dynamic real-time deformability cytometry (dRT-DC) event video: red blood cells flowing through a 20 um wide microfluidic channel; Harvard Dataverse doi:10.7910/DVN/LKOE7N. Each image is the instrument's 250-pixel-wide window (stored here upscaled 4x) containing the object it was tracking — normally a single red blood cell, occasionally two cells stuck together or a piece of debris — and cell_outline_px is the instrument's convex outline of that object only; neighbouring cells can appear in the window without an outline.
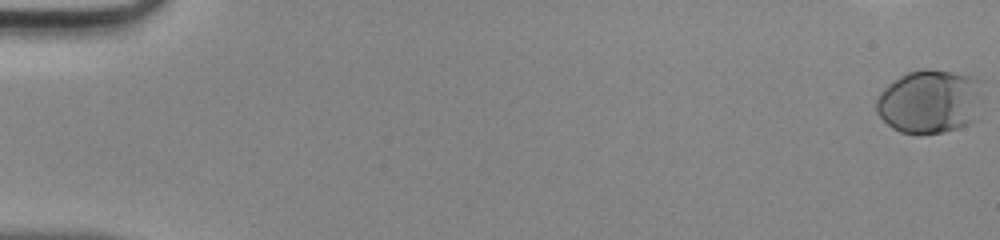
{"species": "human", "species_latin": "Homo sapiens", "temperature_condition": "room temperature", "stored_images_in_passage": 49, "camera_frame_rate_fps": 3000, "um_per_image_px": 0.085, "donor": {"sex": "male"}, "frame": {"image": 1, "passage_image": 1, "time_ms": 0.0, "image_size_px": [1000, 240], "cell_outline_px": [[984, 80], [980, 120], [972, 124], [960, 128], [944, 132], [920, 136], [900, 132], [892, 128], [876, 112], [876, 100], [880, 92], [888, 84], [900, 76], [908, 72], [924, 68], [928, 68], [976, 76]], "centroid_in_image_um": [79.13, 8.65], "position_along_channel_um": 5.9, "area_um2": 41.27}}